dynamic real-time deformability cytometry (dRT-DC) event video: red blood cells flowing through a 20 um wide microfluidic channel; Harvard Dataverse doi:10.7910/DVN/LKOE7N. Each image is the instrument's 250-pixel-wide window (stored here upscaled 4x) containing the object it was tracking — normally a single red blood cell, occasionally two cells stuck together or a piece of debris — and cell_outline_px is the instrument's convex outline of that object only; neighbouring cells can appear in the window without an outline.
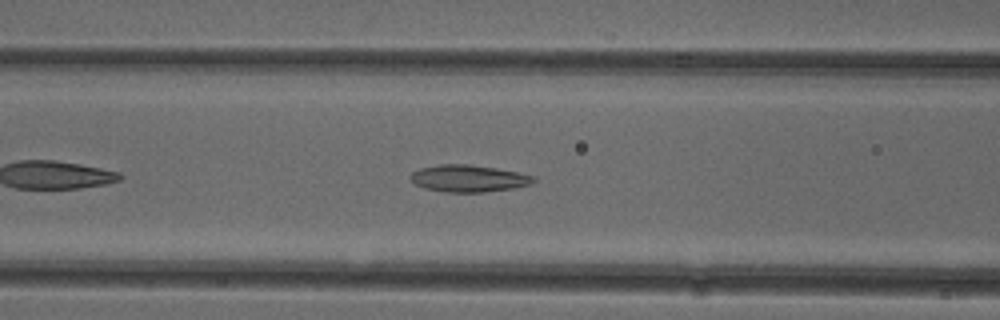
{"species": "common noctule bat (a hibernating species)", "species_latin": "Nyctalus noctula", "temperature_condition": "cold", "stored_images_in_passage": 40, "camera_frame_rate_fps": 3000, "um_per_image_px": 0.085, "animal": {"sex": "female"}, "frame": {"image": 1, "passage_image": 9, "time_ms": 2.667, "image_size_px": [1000, 320], "cell_outline_px": [[536, 180], [532, 184], [512, 188], [484, 192], [448, 192], [424, 188], [416, 184], [408, 176], [412, 172], [420, 168], [440, 164], [468, 164], [496, 168], [536, 176]], "centroid_in_image_um": [39.83, 15.16], "position_along_channel_um": 126.8, "area_um2": 19.31}}
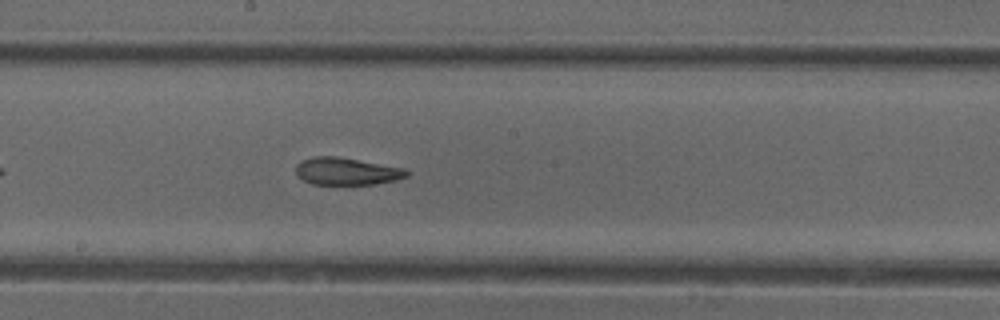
{"frame": {"image": 2, "passage_image": 16, "time_ms": 5.0, "image_size_px": [1000, 320], "cell_outline_px": [[412, 172], [408, 176], [396, 180], [372, 184], [312, 184], [296, 176], [296, 164], [300, 160], [312, 156], [336, 156], [404, 168]], "centroid_in_image_um": [29.44, 14.55], "position_along_channel_um": 218.8, "area_um2": 17.74}}
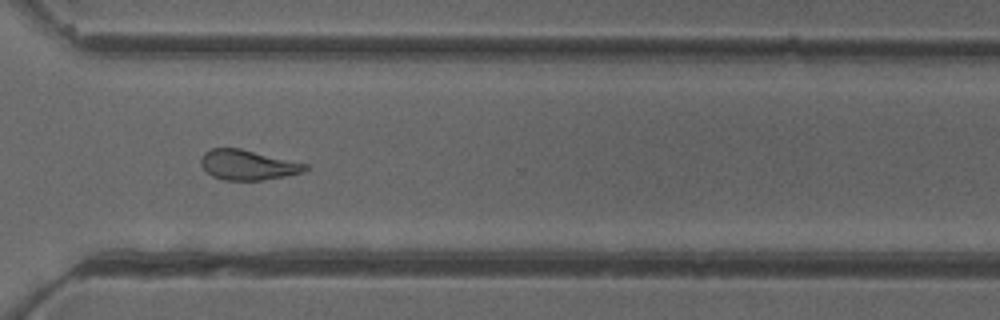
{"frame": {"image": 3, "passage_image": 26, "time_ms": 8.333, "image_size_px": [1000, 320], "cell_outline_px": [[308, 168], [304, 172], [284, 176], [260, 180], [224, 180], [212, 176], [200, 164], [200, 160], [204, 152], [212, 148], [240, 148], [308, 164]], "centroid_in_image_um": [21.05, 14.01], "position_along_channel_um": 349.5, "area_um2": 18.15}, "authors_computed_cell_mechanics": {"area_um2": 18.9873, "velocity_mm_per_s": 3.9449, "shape_relaxation_time_tau1_ms": null, "shape_relaxation_time_tau2_ms": 3.3833, "deformation_change_tau1": null, "deformation_change_tau2": 0.1157}}